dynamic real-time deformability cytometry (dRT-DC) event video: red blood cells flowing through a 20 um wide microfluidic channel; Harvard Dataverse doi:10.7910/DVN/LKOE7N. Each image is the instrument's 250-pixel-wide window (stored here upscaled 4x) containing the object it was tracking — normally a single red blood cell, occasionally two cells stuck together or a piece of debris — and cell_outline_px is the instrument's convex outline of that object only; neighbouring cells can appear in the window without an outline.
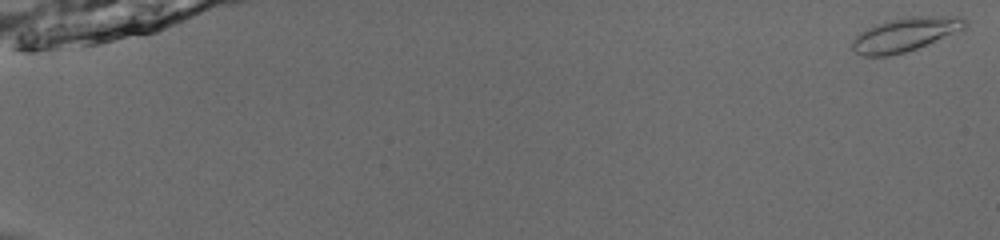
{"species": "common noctule bat (a hibernating species)", "species_latin": "Nyctalus noctula", "temperature_condition": "room temperature", "stored_images_in_passage": 54, "camera_frame_rate_fps": 3000, "um_per_image_px": 0.085, "animal": {"sex": "male", "body_mass_g": 13.0, "forearm_length_mm": 53.1}, "frame": {"image": 1, "passage_image": 1, "time_ms": 0.0, "image_size_px": [1000, 240], "cell_outline_px": [[968, 24], [964, 28], [916, 48], [904, 52], [888, 56], [864, 56], [856, 52], [852, 48], [852, 40], [860, 32], [868, 28], [888, 20], [908, 16], [960, 16], [968, 20]], "centroid_in_image_um": [76.93, 2.91], "position_along_channel_um": 8.1, "area_um2": 21.85}}
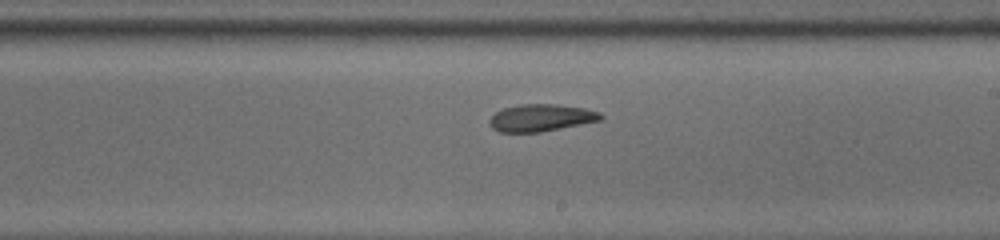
{"frame": {"image": 2, "passage_image": 34, "time_ms": 11.0, "image_size_px": [1000, 240], "cell_outline_px": [[604, 116], [600, 120], [540, 132], [500, 132], [492, 128], [488, 120], [496, 112], [504, 108], [520, 104], [560, 104], [584, 108], [600, 112]], "centroid_in_image_um": [45.98, 10.0], "position_along_channel_um": 243.0, "area_um2": 17.51}}
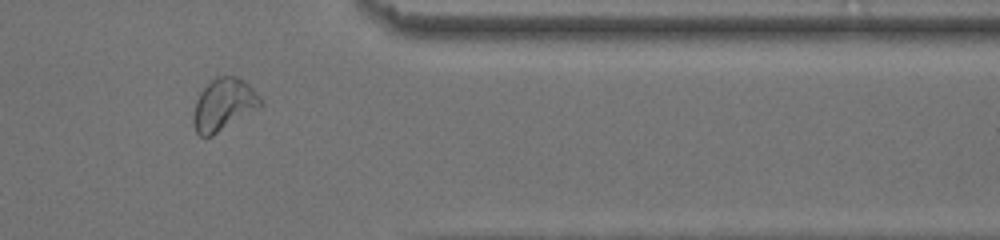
{"frame": {"image": 3, "passage_image": 46, "time_ms": 15.0, "image_size_px": [1000, 240], "cell_outline_px": [[264, 104], [260, 108], [212, 136], [200, 136], [196, 132], [192, 120], [192, 116], [196, 100], [200, 92], [216, 76], [236, 76], [244, 80], [264, 100]], "centroid_in_image_um": [19.03, 8.9], "position_along_channel_um": 392.4, "area_um2": 20.58}, "authors_computed_cell_mechanics": {"area_um2": 19.2474, "velocity_mm_per_s": 3.9143, "shape_relaxation_time_tau1_ms": 5.5642, "shape_relaxation_time_tau2_ms": 2.0747, "deformation_change_tau1": 0.1416, "deformation_change_tau2": 0.076}}